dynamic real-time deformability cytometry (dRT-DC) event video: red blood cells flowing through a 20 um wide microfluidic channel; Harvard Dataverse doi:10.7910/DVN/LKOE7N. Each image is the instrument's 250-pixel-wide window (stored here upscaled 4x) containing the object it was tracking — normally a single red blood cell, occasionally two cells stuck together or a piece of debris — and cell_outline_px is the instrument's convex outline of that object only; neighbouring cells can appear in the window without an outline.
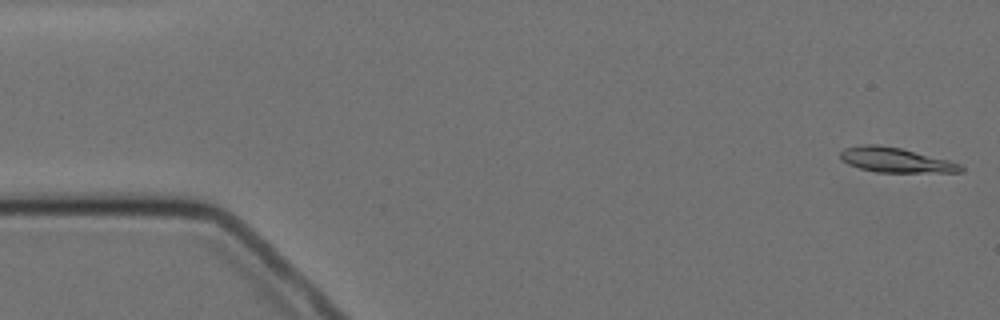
{"species": "Egyptian fruit bat (a non-hibernating species)", "species_latin": "Rousettus aegyptiacus", "temperature_condition": "cold", "stored_images_in_passage": 4, "camera_frame_rate_fps": 3000, "um_per_image_px": 0.085, "animal": {"sex": "female"}, "frame": {"image": 1, "passage_image": 1, "time_ms": 0.0, "image_size_px": [1000, 320], "cell_outline_px": [[964, 172], [876, 172], [860, 168], [848, 164], [840, 160], [840, 152], [844, 148], [860, 144], [880, 144], [900, 148], [948, 160], [960, 164], [964, 168]], "centroid_in_image_um": [76.08, 13.59], "position_along_channel_um": 8.9, "area_um2": 17.4}}
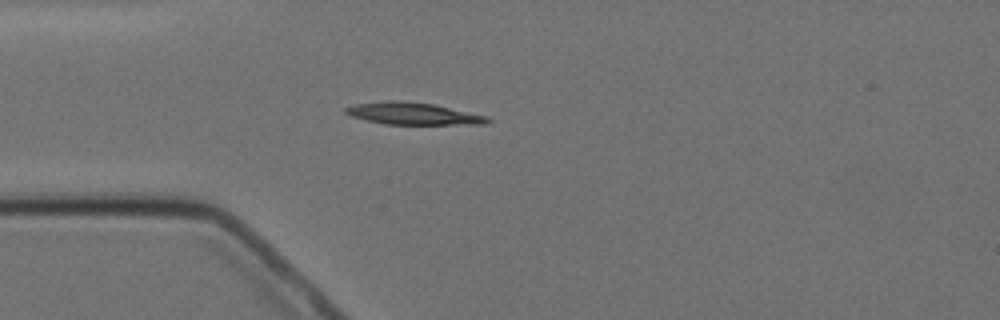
{"frame": {"image": 2, "passage_image": 4, "time_ms": 4.333, "image_size_px": [1000, 320], "cell_outline_px": [[492, 120], [488, 124], [384, 124], [352, 116], [344, 112], [344, 108], [356, 104], [388, 100], [404, 100], [432, 104], [488, 116]], "centroid_in_image_um": [35.13, 9.65], "position_along_channel_um": 49.9, "area_um2": 18.15}}